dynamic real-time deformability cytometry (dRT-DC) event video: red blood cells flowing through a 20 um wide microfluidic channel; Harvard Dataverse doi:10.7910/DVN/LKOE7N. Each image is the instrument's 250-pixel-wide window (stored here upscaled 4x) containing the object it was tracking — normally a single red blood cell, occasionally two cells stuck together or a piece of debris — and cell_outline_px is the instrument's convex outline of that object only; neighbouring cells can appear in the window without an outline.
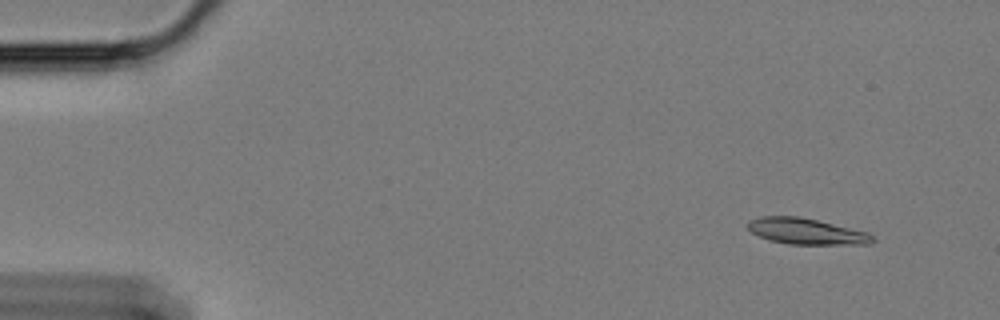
{"species": "Egyptian fruit bat (a non-hibernating species)", "species_latin": "Rousettus aegyptiacus", "temperature_condition": "cold", "stored_images_in_passage": 55, "camera_frame_rate_fps": 3000, "um_per_image_px": 0.085, "animal": {"sex": "female"}, "frame": {"image": 1, "passage_image": 1, "time_ms": 0.0, "image_size_px": [1000, 320], "cell_outline_px": [[876, 240], [868, 244], [788, 244], [768, 240], [752, 232], [748, 228], [748, 224], [752, 220], [760, 216], [796, 216], [816, 220], [868, 232]], "centroid_in_image_um": [68.54, 19.67], "position_along_channel_um": 16.5, "area_um2": 18.67}}
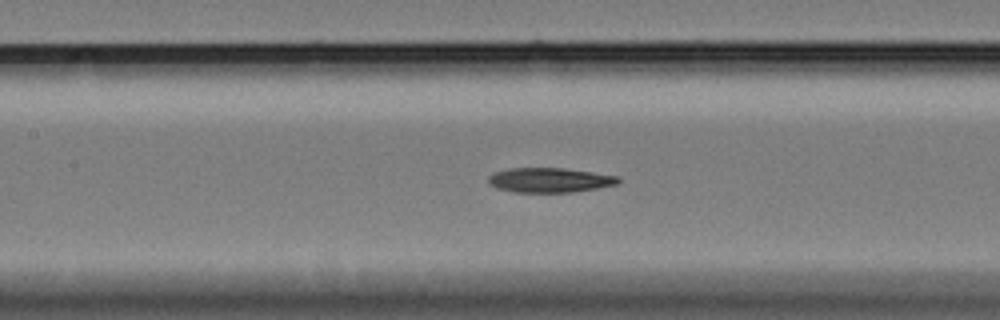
{"frame": {"image": 2, "passage_image": 23, "time_ms": 7.333, "image_size_px": [1000, 320], "cell_outline_px": [[620, 180], [616, 184], [596, 188], [572, 192], [516, 192], [496, 188], [488, 184], [488, 176], [496, 172], [508, 168], [564, 168], [620, 176]], "centroid_in_image_um": [46.7, 15.3], "position_along_channel_um": 160.7, "area_um2": 18.61}}
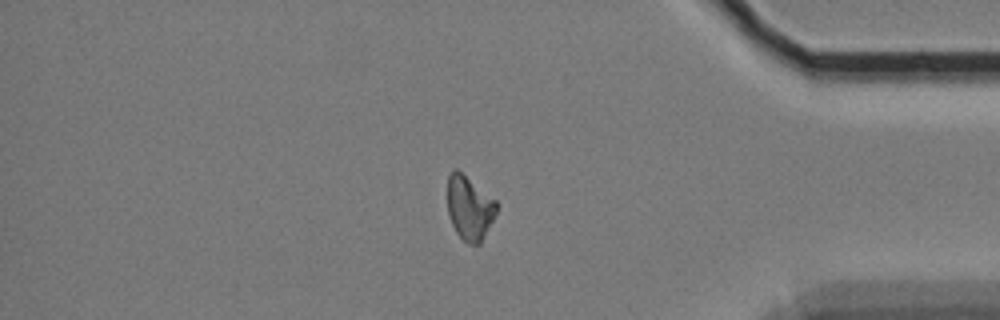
{"frame": {"image": 3, "passage_image": 46, "time_ms": 15.0, "image_size_px": [1000, 320], "cell_outline_px": [[496, 212], [480, 244], [468, 244], [456, 232], [452, 224], [448, 212], [448, 176], [456, 168], [496, 200]], "centroid_in_image_um": [39.89, 17.67], "position_along_channel_um": 395.3, "area_um2": 17.92}}